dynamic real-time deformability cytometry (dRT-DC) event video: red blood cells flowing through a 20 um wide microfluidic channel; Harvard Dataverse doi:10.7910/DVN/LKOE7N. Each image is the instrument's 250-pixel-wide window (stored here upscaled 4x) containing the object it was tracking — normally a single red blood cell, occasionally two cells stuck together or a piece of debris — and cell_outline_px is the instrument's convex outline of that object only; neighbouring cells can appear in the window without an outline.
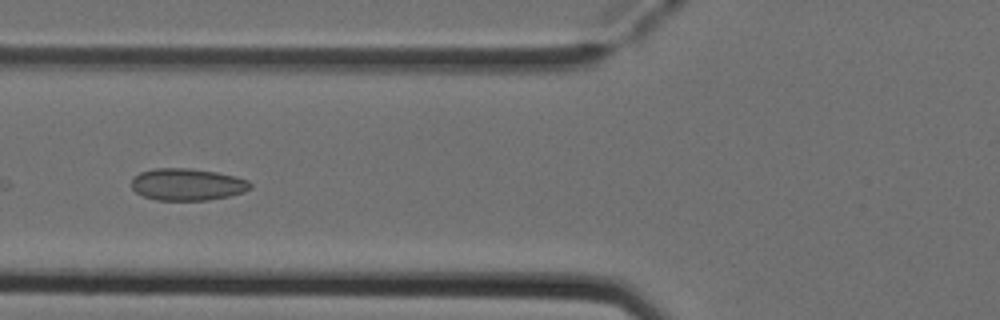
{"species": "Egyptian fruit bat (a non-hibernating species)", "species_latin": "Rousettus aegyptiacus", "temperature_condition": "cold", "stored_images_in_passage": 5, "camera_frame_rate_fps": 3000, "um_per_image_px": 0.085, "animal": {"sex": "female"}, "frame": {"image": 1, "passage_image": 5, "time_ms": 1.333, "image_size_px": [1000, 320], "cell_outline_px": [[252, 188], [244, 192], [228, 196], [208, 200], [156, 200], [144, 196], [136, 192], [132, 188], [132, 180], [140, 172], [156, 168], [188, 168], [216, 172], [248, 180], [252, 184]], "centroid_in_image_um": [15.93, 15.68], "position_along_channel_um": 109.9, "area_um2": 22.02}}